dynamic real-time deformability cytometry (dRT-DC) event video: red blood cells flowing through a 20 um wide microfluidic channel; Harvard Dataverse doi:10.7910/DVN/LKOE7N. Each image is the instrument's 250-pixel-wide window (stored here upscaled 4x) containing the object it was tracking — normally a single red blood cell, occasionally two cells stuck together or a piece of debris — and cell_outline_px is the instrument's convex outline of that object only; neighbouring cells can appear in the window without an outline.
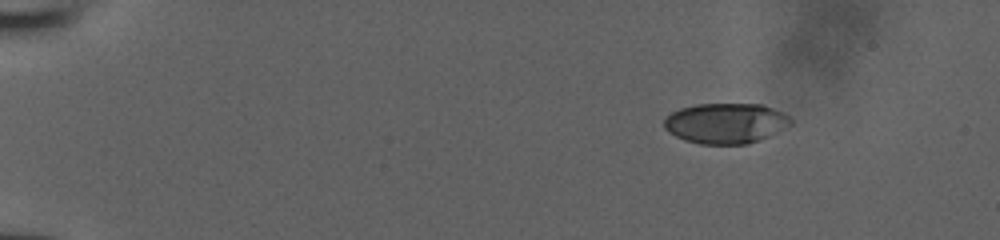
{"species": "human", "species_latin": "Homo sapiens", "temperature_condition": "room temperature", "stored_images_in_passage": 45, "camera_frame_rate_fps": 3000, "um_per_image_px": 0.085, "donor": {"sex": "male"}, "frame": {"image": 1, "passage_image": 1, "time_ms": 0.0, "image_size_px": [1000, 240], "cell_outline_px": [[792, 124], [760, 140], [748, 144], [700, 144], [684, 140], [668, 132], [664, 128], [664, 120], [672, 112], [680, 108], [696, 104], [764, 104], [784, 112], [792, 120]], "centroid_in_image_um": [61.7, 10.47], "position_along_channel_um": 23.3, "area_um2": 29.94}}
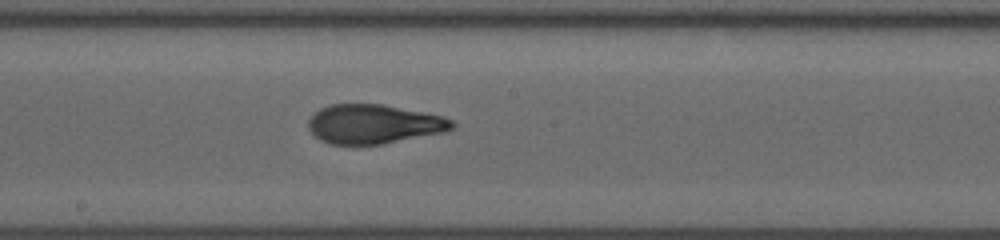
{"frame": {"image": 2, "passage_image": 24, "time_ms": 7.667, "image_size_px": [1000, 240], "cell_outline_px": [[456, 124], [452, 128], [444, 132], [380, 144], [328, 144], [320, 140], [308, 128], [308, 120], [312, 112], [320, 108], [332, 104], [384, 104], [444, 116], [452, 120]], "centroid_in_image_um": [31.75, 10.53], "position_along_channel_um": 216.5, "area_um2": 32.89}}
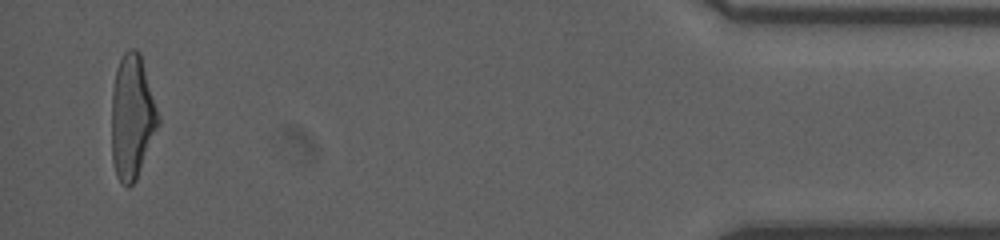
{"frame": {"image": 3, "passage_image": 44, "time_ms": 14.333, "image_size_px": [1000, 240], "cell_outline_px": [[160, 124], [136, 180], [128, 188], [120, 184], [116, 176], [112, 160], [112, 92], [116, 68], [124, 52], [128, 48], [136, 48], [140, 52], [160, 116]], "centroid_in_image_um": [11.24, 9.96], "position_along_channel_um": 424.0, "area_um2": 34.22}}